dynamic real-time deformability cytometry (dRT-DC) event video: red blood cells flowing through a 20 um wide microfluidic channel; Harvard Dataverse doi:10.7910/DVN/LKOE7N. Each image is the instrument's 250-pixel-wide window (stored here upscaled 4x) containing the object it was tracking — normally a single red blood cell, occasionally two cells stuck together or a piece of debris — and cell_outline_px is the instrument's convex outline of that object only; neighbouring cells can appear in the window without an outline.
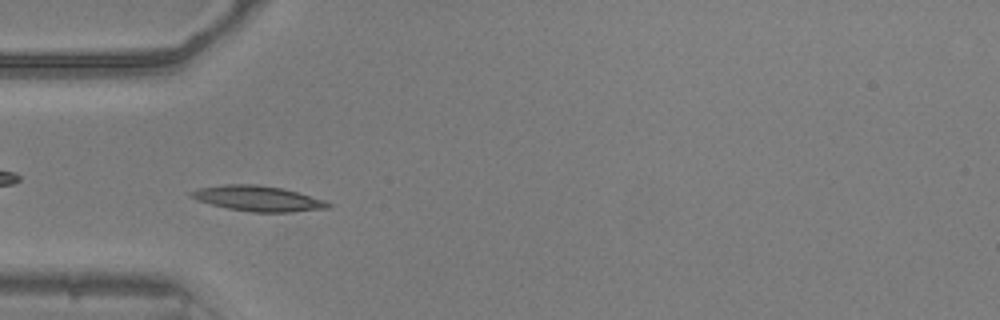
{"species": "common noctule bat (a hibernating species)", "species_latin": "Nyctalus noctula", "temperature_condition": "warm", "stored_images_in_passage": 52, "camera_frame_rate_fps": 3000, "um_per_image_px": 0.085, "animal": {"sex": "male", "body_mass_g": 20.5, "forearm_length_mm": 52.5}, "frame": {"image": 1, "passage_image": 16, "time_ms": 5.0, "image_size_px": [1000, 320], "cell_outline_px": [[332, 208], [292, 212], [252, 212], [228, 208], [196, 200], [188, 196], [188, 192], [200, 188], [224, 184], [256, 184], [284, 188], [324, 200], [332, 204]], "centroid_in_image_um": [21.93, 16.87], "position_along_channel_um": 63.1, "area_um2": 20.35}}
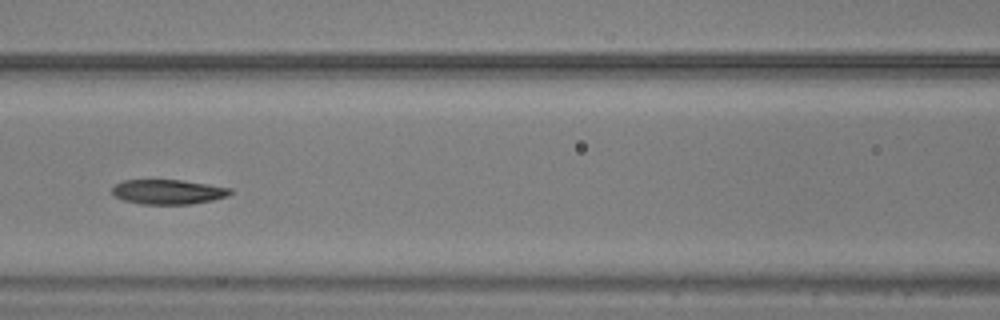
{"frame": {"image": 2, "passage_image": 23, "time_ms": 7.333, "image_size_px": [1000, 320], "cell_outline_px": [[232, 192], [228, 196], [212, 200], [192, 204], [140, 204], [124, 200], [116, 196], [112, 192], [112, 188], [116, 184], [124, 180], [180, 180], [208, 184], [232, 188]], "centroid_in_image_um": [14.31, 16.31], "position_along_channel_um": 152.3, "area_um2": 16.94}}
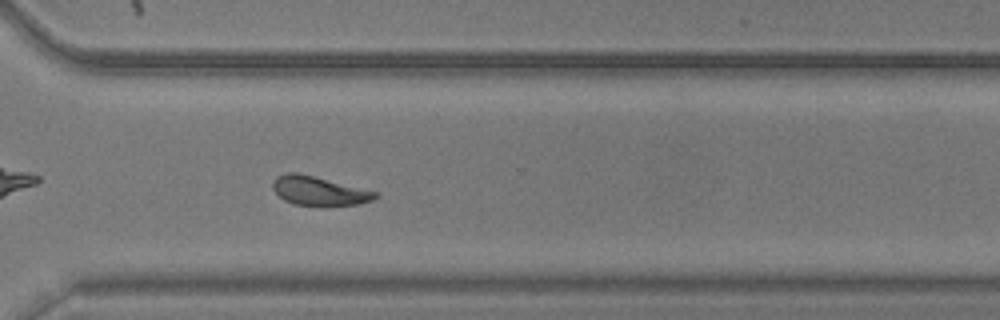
{"frame": {"image": 3, "passage_image": 38, "time_ms": 12.333, "image_size_px": [1000, 320], "cell_outline_px": [[380, 196], [372, 200], [360, 204], [292, 204], [284, 200], [272, 188], [272, 184], [276, 176], [288, 172], [296, 172], [380, 192]], "centroid_in_image_um": [27.13, 16.2], "position_along_channel_um": 343.5, "area_um2": 16.99}, "authors_computed_cell_mechanics": {"area_um2": 17.8602, "velocity_mm_per_s": 3.8413, "shape_relaxation_time_tau1_ms": 4.5433, "shape_relaxation_time_tau2_ms": null, "deformation_change_tau1": 0.1355, "deformation_change_tau2": null}}